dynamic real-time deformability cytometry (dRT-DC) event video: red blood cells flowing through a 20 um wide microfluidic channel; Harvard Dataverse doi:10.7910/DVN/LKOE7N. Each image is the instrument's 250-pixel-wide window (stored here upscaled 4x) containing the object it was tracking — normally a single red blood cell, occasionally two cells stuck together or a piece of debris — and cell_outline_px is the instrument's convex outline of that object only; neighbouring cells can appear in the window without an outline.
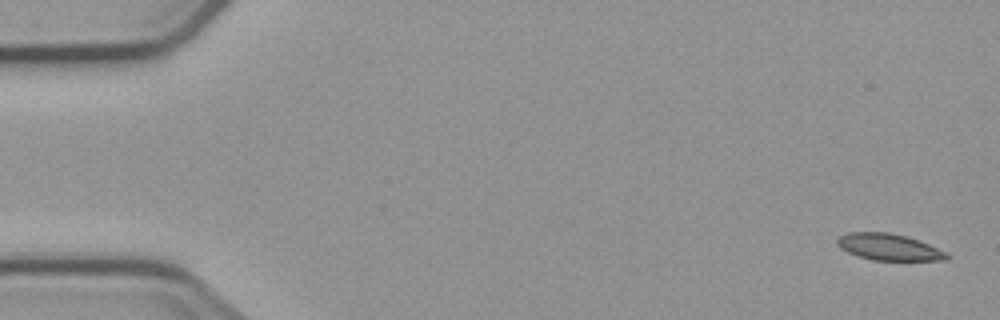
{"species": "common noctule bat (a hibernating species)", "species_latin": "Nyctalus noctula", "temperature_condition": "cold", "stored_images_in_passage": 5, "camera_frame_rate_fps": 3000, "um_per_image_px": 0.085, "animal": {"sex": "male", "body_mass_g": 23.1, "forearm_length_mm": 52.7}, "frame": {"image": 1, "passage_image": 1, "time_ms": 0.0, "image_size_px": [1000, 320], "cell_outline_px": [[948, 260], [872, 260], [848, 252], [840, 248], [836, 244], [836, 240], [840, 236], [848, 232], [888, 232], [904, 236], [928, 244], [948, 252]], "centroid_in_image_um": [75.54, 21.0], "position_along_channel_um": 9.5, "area_um2": 16.76}}
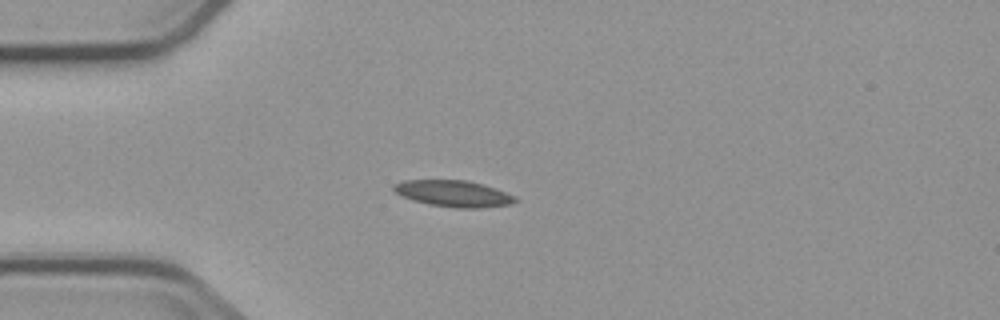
{"frame": {"image": 2, "passage_image": 5, "time_ms": 4.333, "image_size_px": [1000, 320], "cell_outline_px": [[516, 200], [512, 204], [480, 208], [456, 208], [428, 204], [412, 200], [396, 192], [392, 188], [392, 184], [404, 180], [468, 180], [484, 184], [496, 188], [516, 196]], "centroid_in_image_um": [38.56, 16.45], "position_along_channel_um": 46.4, "area_um2": 18.79}}